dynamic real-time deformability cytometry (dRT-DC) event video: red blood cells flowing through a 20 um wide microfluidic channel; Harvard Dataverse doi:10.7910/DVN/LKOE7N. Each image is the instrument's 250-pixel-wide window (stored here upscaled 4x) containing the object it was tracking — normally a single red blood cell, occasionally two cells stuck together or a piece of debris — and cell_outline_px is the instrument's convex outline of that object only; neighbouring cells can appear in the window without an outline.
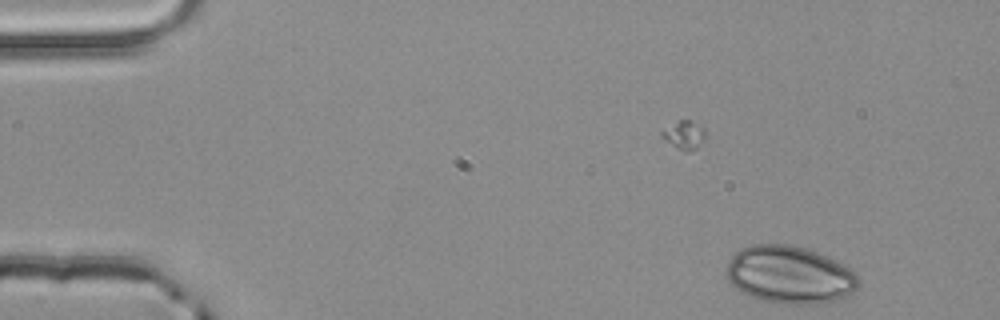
{"species": "common noctule bat (a hibernating species)", "species_latin": "Nyctalus noctula", "temperature_condition": "room temperature", "stored_images_in_passage": 4, "camera_frame_rate_fps": 3000, "um_per_image_px": 0.085, "animal": {"sex": "male", "body_mass_g": 20.4}, "frame": {"image": 1, "passage_image": 3, "time_ms": 0.667, "image_size_px": [1000, 320], "cell_outline_px": [[860, 284], [852, 292], [836, 300], [824, 304], [784, 304], [756, 300], [740, 292], [724, 276], [724, 272], [732, 256], [740, 248], [752, 244], [788, 244], [804, 248], [816, 252], [848, 268], [860, 280]], "centroid_in_image_um": [67.04, 23.38], "position_along_channel_um": 18.0, "area_um2": 44.45}}